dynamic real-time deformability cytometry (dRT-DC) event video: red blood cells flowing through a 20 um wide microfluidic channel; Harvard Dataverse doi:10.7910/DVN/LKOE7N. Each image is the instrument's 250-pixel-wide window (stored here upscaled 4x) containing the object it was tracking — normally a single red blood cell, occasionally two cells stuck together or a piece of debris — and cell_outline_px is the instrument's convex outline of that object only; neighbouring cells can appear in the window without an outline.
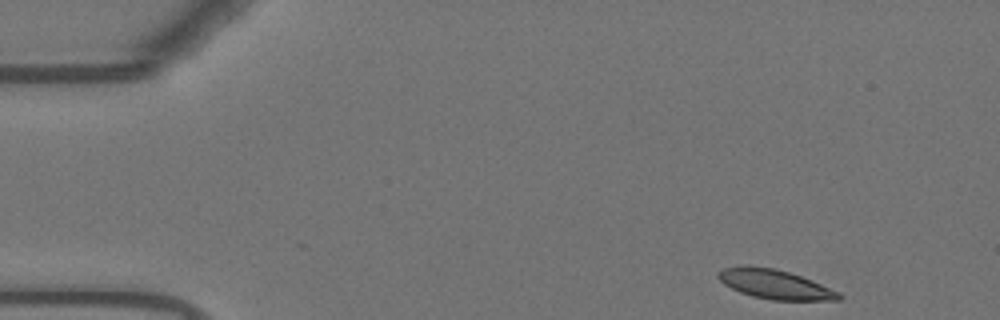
{"species": "Egyptian fruit bat (a non-hibernating species)", "species_latin": "Rousettus aegyptiacus", "temperature_condition": "warm", "stored_images_in_passage": 50, "camera_frame_rate_fps": 3000, "um_per_image_px": 0.085, "animal": {"sex": "female"}, "frame": {"image": 1, "passage_image": 1, "time_ms": 0.0, "image_size_px": [1000, 320], "cell_outline_px": [[844, 296], [840, 300], [772, 300], [752, 296], [740, 292], [724, 284], [716, 276], [716, 272], [724, 268], [740, 264], [748, 264], [776, 268], [812, 280], [840, 292]], "centroid_in_image_um": [65.84, 24.14], "position_along_channel_um": 19.2, "area_um2": 20.98}}
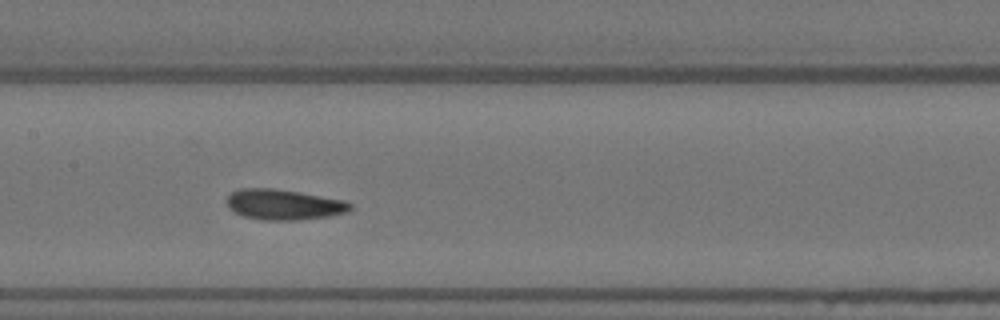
{"frame": {"image": 2, "passage_image": 22, "time_ms": 7.0, "image_size_px": [1000, 320], "cell_outline_px": [[352, 208], [348, 212], [328, 216], [296, 220], [264, 220], [244, 216], [228, 208], [224, 200], [232, 192], [240, 188], [272, 188], [344, 200], [352, 204]], "centroid_in_image_um": [24.08, 17.39], "position_along_channel_um": 183.3, "area_um2": 21.79}}
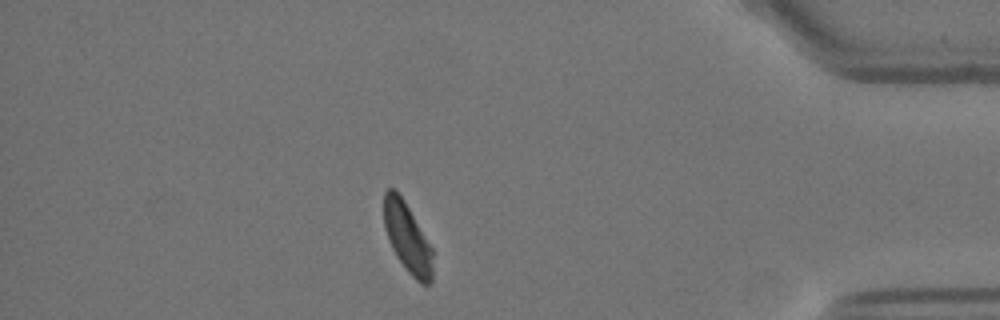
{"frame": {"image": 3, "passage_image": 43, "time_ms": 14.0, "image_size_px": [1000, 320], "cell_outline_px": [[432, 280], [428, 284], [420, 284], [408, 272], [396, 256], [388, 240], [384, 228], [384, 192], [388, 188], [392, 188], [404, 200], [432, 248]], "centroid_in_image_um": [34.61, 20.23], "position_along_channel_um": 400.6, "area_um2": 19.59}, "authors_computed_cell_mechanics": {"area_um2": 21.675, "velocity_mm_per_s": 3.6681, "shape_relaxation_time_tau1_ms": 3.6581, "shape_relaxation_time_tau2_ms": 1.6773, "deformation_change_tau1": 0.112, "deformation_change_tau2": 0.0691}}